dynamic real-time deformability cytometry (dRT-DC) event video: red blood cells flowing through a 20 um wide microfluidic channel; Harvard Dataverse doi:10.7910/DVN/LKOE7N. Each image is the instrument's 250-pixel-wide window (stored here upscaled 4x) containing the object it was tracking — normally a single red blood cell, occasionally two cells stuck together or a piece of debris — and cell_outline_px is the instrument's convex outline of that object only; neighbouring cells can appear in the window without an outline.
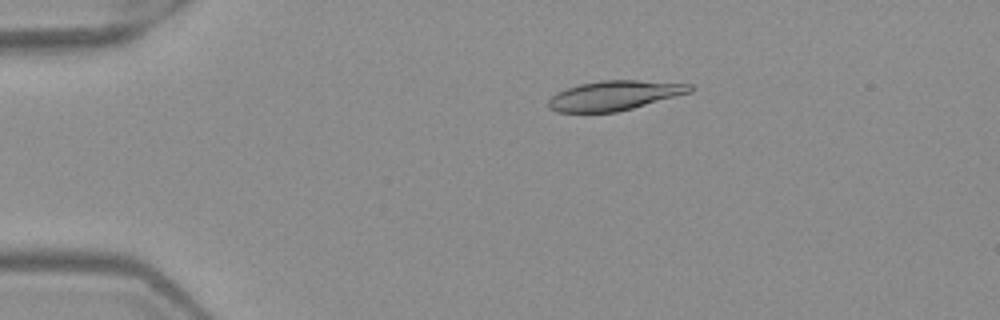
{"species": "Egyptian fruit bat (a non-hibernating species)", "species_latin": "Rousettus aegyptiacus", "temperature_condition": "warm", "stored_images_in_passage": 52, "camera_frame_rate_fps": 3000, "um_per_image_px": 0.085, "frame": {"image": 1, "passage_image": 11, "time_ms": 3.333, "image_size_px": [1000, 320], "cell_outline_px": [[692, 92], [632, 108], [616, 112], [556, 112], [548, 108], [548, 100], [556, 92], [580, 84], [600, 80], [636, 80], [692, 84]], "centroid_in_image_um": [52.2, 8.11], "position_along_channel_um": 32.8, "area_um2": 24.33}}
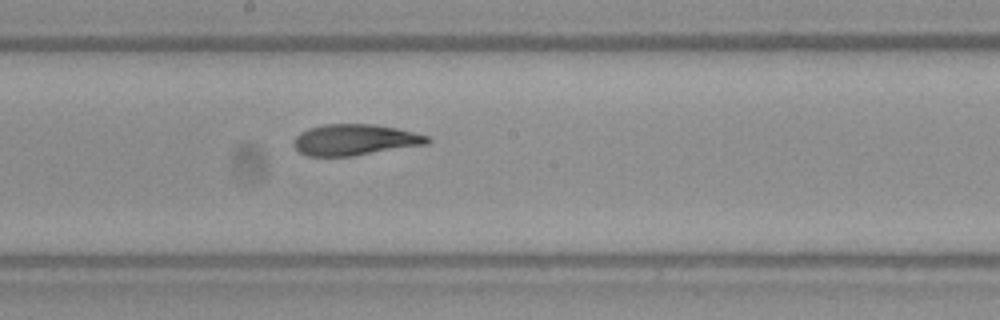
{"frame": {"image": 2, "passage_image": 29, "time_ms": 9.333, "image_size_px": [1000, 320], "cell_outline_px": [[432, 140], [428, 144], [352, 156], [308, 156], [300, 152], [292, 144], [296, 136], [300, 132], [308, 128], [324, 124], [372, 124], [396, 128], [428, 136]], "centroid_in_image_um": [30.15, 11.88], "position_along_channel_um": 218.1, "area_um2": 24.16}}
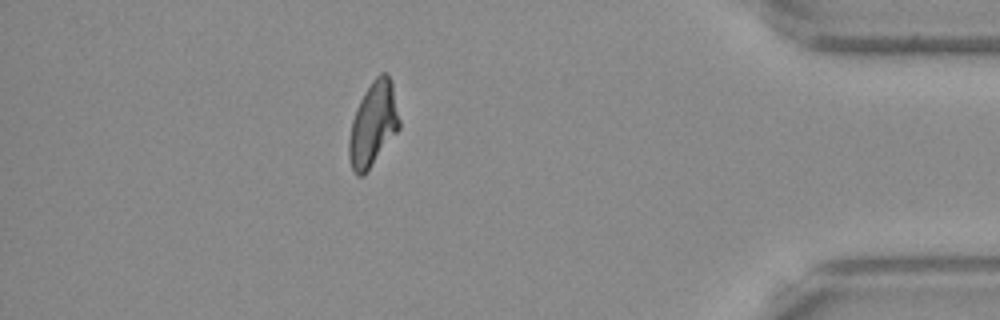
{"frame": {"image": 3, "passage_image": 46, "time_ms": 15.0, "image_size_px": [1000, 320], "cell_outline_px": [[400, 128], [364, 176], [356, 176], [352, 168], [348, 156], [348, 140], [352, 120], [356, 108], [364, 92], [372, 80], [380, 72], [384, 72], [392, 80], [400, 120]], "centroid_in_image_um": [31.71, 10.56], "position_along_channel_um": 403.5, "area_um2": 24.91}, "authors_computed_cell_mechanics": {"area_um2": 24.7673, "velocity_mm_per_s": 3.9771, "shape_relaxation_time_tau1_ms": 9.1443, "shape_relaxation_time_tau2_ms": 2.2726, "deformation_change_tau1": 0.2617, "deformation_change_tau2": 0.0876}}